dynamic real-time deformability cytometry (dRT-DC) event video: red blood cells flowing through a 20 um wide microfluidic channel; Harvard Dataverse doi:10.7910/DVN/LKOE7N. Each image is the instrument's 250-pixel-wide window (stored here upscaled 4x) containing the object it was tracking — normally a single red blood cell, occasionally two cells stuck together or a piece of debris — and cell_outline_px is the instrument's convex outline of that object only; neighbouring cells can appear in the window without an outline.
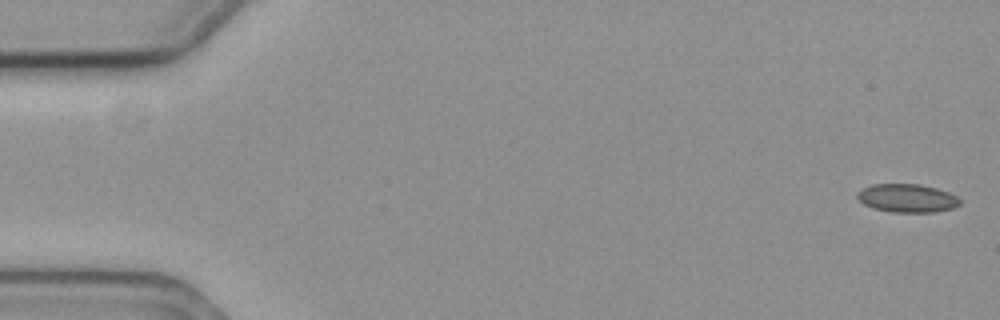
{"species": "common noctule bat (a hibernating species)", "species_latin": "Nyctalus noctula", "temperature_condition": "cold", "stored_images_in_passage": 3, "camera_frame_rate_fps": 3000, "um_per_image_px": 0.085, "animal": {"sex": "female", "body_mass_g": 19.3, "forearm_length_mm": 54.1}, "frame": {"image": 1, "passage_image": 1, "time_ms": 0.0, "image_size_px": [1000, 320], "cell_outline_px": [[960, 204], [952, 208], [936, 212], [892, 212], [872, 208], [864, 204], [856, 196], [856, 192], [872, 184], [920, 184], [936, 188], [948, 192], [956, 196], [960, 200]], "centroid_in_image_um": [77.09, 16.84], "position_along_channel_um": 7.9, "area_um2": 16.94}}